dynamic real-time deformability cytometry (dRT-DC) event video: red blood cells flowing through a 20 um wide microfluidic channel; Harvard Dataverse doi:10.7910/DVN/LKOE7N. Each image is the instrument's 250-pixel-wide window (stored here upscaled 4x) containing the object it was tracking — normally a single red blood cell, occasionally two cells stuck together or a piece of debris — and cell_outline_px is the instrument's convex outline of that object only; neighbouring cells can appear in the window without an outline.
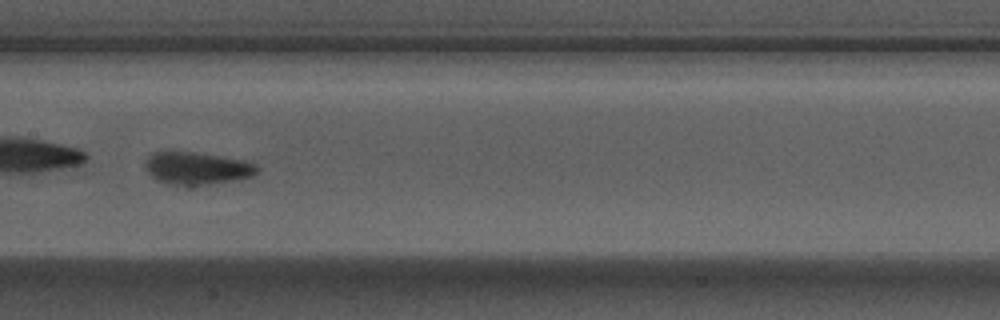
{"species": "Egyptian fruit bat (a non-hibernating species)", "species_latin": "Rousettus aegyptiacus", "temperature_condition": "warm", "stored_images_in_passage": 50, "camera_frame_rate_fps": 3000, "um_per_image_px": 0.085, "animal": {"sex": "male"}, "frame": {"image": 1, "passage_image": 22, "time_ms": 7.0, "image_size_px": [1000, 320], "cell_outline_px": [[260, 168], [252, 176], [240, 180], [192, 188], [188, 188], [168, 184], [156, 180], [144, 168], [144, 160], [152, 152], [160, 148], [192, 152], [244, 160], [256, 164]], "centroid_in_image_um": [16.66, 14.31], "position_along_channel_um": 190.7, "area_um2": 22.54}}